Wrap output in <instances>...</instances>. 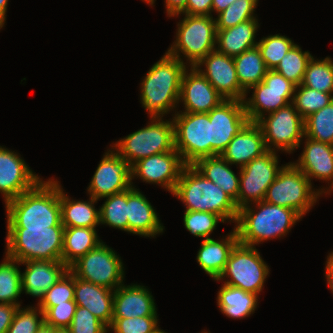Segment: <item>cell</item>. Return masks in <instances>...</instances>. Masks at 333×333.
<instances>
[{"instance_id": "cell-50", "label": "cell", "mask_w": 333, "mask_h": 333, "mask_svg": "<svg viewBox=\"0 0 333 333\" xmlns=\"http://www.w3.org/2000/svg\"><path fill=\"white\" fill-rule=\"evenodd\" d=\"M188 0H165L166 13L168 17H179L185 10ZM179 15V16H178Z\"/></svg>"}, {"instance_id": "cell-7", "label": "cell", "mask_w": 333, "mask_h": 333, "mask_svg": "<svg viewBox=\"0 0 333 333\" xmlns=\"http://www.w3.org/2000/svg\"><path fill=\"white\" fill-rule=\"evenodd\" d=\"M132 166L138 160L151 155L175 150L174 123L162 117H150V123L113 145H110Z\"/></svg>"}, {"instance_id": "cell-53", "label": "cell", "mask_w": 333, "mask_h": 333, "mask_svg": "<svg viewBox=\"0 0 333 333\" xmlns=\"http://www.w3.org/2000/svg\"><path fill=\"white\" fill-rule=\"evenodd\" d=\"M9 0H0V26L3 28L6 21V12Z\"/></svg>"}, {"instance_id": "cell-13", "label": "cell", "mask_w": 333, "mask_h": 333, "mask_svg": "<svg viewBox=\"0 0 333 333\" xmlns=\"http://www.w3.org/2000/svg\"><path fill=\"white\" fill-rule=\"evenodd\" d=\"M296 85L274 70H268L263 81L250 87L243 99L249 122H257L265 116L292 103ZM253 89L252 97L246 98Z\"/></svg>"}, {"instance_id": "cell-48", "label": "cell", "mask_w": 333, "mask_h": 333, "mask_svg": "<svg viewBox=\"0 0 333 333\" xmlns=\"http://www.w3.org/2000/svg\"><path fill=\"white\" fill-rule=\"evenodd\" d=\"M212 0H188L181 14L212 16Z\"/></svg>"}, {"instance_id": "cell-57", "label": "cell", "mask_w": 333, "mask_h": 333, "mask_svg": "<svg viewBox=\"0 0 333 333\" xmlns=\"http://www.w3.org/2000/svg\"><path fill=\"white\" fill-rule=\"evenodd\" d=\"M156 333H168V332H165L164 330H159L158 332H156Z\"/></svg>"}, {"instance_id": "cell-18", "label": "cell", "mask_w": 333, "mask_h": 333, "mask_svg": "<svg viewBox=\"0 0 333 333\" xmlns=\"http://www.w3.org/2000/svg\"><path fill=\"white\" fill-rule=\"evenodd\" d=\"M202 66H205L204 70ZM195 67L225 100L243 101L246 91L240 86L237 79L233 57L215 49Z\"/></svg>"}, {"instance_id": "cell-10", "label": "cell", "mask_w": 333, "mask_h": 333, "mask_svg": "<svg viewBox=\"0 0 333 333\" xmlns=\"http://www.w3.org/2000/svg\"><path fill=\"white\" fill-rule=\"evenodd\" d=\"M175 150L186 165L211 156V122L208 113L175 112Z\"/></svg>"}, {"instance_id": "cell-43", "label": "cell", "mask_w": 333, "mask_h": 333, "mask_svg": "<svg viewBox=\"0 0 333 333\" xmlns=\"http://www.w3.org/2000/svg\"><path fill=\"white\" fill-rule=\"evenodd\" d=\"M74 300V275L68 270L44 295L38 307L44 313L48 308Z\"/></svg>"}, {"instance_id": "cell-6", "label": "cell", "mask_w": 333, "mask_h": 333, "mask_svg": "<svg viewBox=\"0 0 333 333\" xmlns=\"http://www.w3.org/2000/svg\"><path fill=\"white\" fill-rule=\"evenodd\" d=\"M182 15L185 16L177 24L176 40L167 53L181 62H184L182 58L185 57L186 64L195 67L216 48V20L213 16Z\"/></svg>"}, {"instance_id": "cell-15", "label": "cell", "mask_w": 333, "mask_h": 333, "mask_svg": "<svg viewBox=\"0 0 333 333\" xmlns=\"http://www.w3.org/2000/svg\"><path fill=\"white\" fill-rule=\"evenodd\" d=\"M132 185L131 165L111 147L100 160L87 187V193L100 200L124 192Z\"/></svg>"}, {"instance_id": "cell-9", "label": "cell", "mask_w": 333, "mask_h": 333, "mask_svg": "<svg viewBox=\"0 0 333 333\" xmlns=\"http://www.w3.org/2000/svg\"><path fill=\"white\" fill-rule=\"evenodd\" d=\"M269 268L254 246L238 242L232 249L227 264L216 281L241 288L259 296L269 274ZM230 278V279H228Z\"/></svg>"}, {"instance_id": "cell-40", "label": "cell", "mask_w": 333, "mask_h": 333, "mask_svg": "<svg viewBox=\"0 0 333 333\" xmlns=\"http://www.w3.org/2000/svg\"><path fill=\"white\" fill-rule=\"evenodd\" d=\"M258 1L259 0H235L215 18L216 30L234 27L248 20H258L254 15Z\"/></svg>"}, {"instance_id": "cell-22", "label": "cell", "mask_w": 333, "mask_h": 333, "mask_svg": "<svg viewBox=\"0 0 333 333\" xmlns=\"http://www.w3.org/2000/svg\"><path fill=\"white\" fill-rule=\"evenodd\" d=\"M21 265H26L21 273L22 291L39 298L36 306L41 304L46 291L69 270L62 261L31 260Z\"/></svg>"}, {"instance_id": "cell-30", "label": "cell", "mask_w": 333, "mask_h": 333, "mask_svg": "<svg viewBox=\"0 0 333 333\" xmlns=\"http://www.w3.org/2000/svg\"><path fill=\"white\" fill-rule=\"evenodd\" d=\"M221 155L198 159L193 166L208 180L217 184L235 202L239 194L240 176Z\"/></svg>"}, {"instance_id": "cell-12", "label": "cell", "mask_w": 333, "mask_h": 333, "mask_svg": "<svg viewBox=\"0 0 333 333\" xmlns=\"http://www.w3.org/2000/svg\"><path fill=\"white\" fill-rule=\"evenodd\" d=\"M256 123L262 130L268 150L291 154L304 140V119L292 103L263 116Z\"/></svg>"}, {"instance_id": "cell-58", "label": "cell", "mask_w": 333, "mask_h": 333, "mask_svg": "<svg viewBox=\"0 0 333 333\" xmlns=\"http://www.w3.org/2000/svg\"><path fill=\"white\" fill-rule=\"evenodd\" d=\"M201 333H210L209 331H202Z\"/></svg>"}, {"instance_id": "cell-45", "label": "cell", "mask_w": 333, "mask_h": 333, "mask_svg": "<svg viewBox=\"0 0 333 333\" xmlns=\"http://www.w3.org/2000/svg\"><path fill=\"white\" fill-rule=\"evenodd\" d=\"M158 316L112 318L108 327L114 333H156L160 330Z\"/></svg>"}, {"instance_id": "cell-46", "label": "cell", "mask_w": 333, "mask_h": 333, "mask_svg": "<svg viewBox=\"0 0 333 333\" xmlns=\"http://www.w3.org/2000/svg\"><path fill=\"white\" fill-rule=\"evenodd\" d=\"M70 333H107L108 327L87 308L77 306L72 322L67 328Z\"/></svg>"}, {"instance_id": "cell-4", "label": "cell", "mask_w": 333, "mask_h": 333, "mask_svg": "<svg viewBox=\"0 0 333 333\" xmlns=\"http://www.w3.org/2000/svg\"><path fill=\"white\" fill-rule=\"evenodd\" d=\"M185 205L186 211H205L236 223L235 201L217 184L206 179L193 165H186L172 193Z\"/></svg>"}, {"instance_id": "cell-38", "label": "cell", "mask_w": 333, "mask_h": 333, "mask_svg": "<svg viewBox=\"0 0 333 333\" xmlns=\"http://www.w3.org/2000/svg\"><path fill=\"white\" fill-rule=\"evenodd\" d=\"M311 58L312 55L309 51H302L301 47L295 44L286 55H284L274 71L298 86L302 83L307 63Z\"/></svg>"}, {"instance_id": "cell-56", "label": "cell", "mask_w": 333, "mask_h": 333, "mask_svg": "<svg viewBox=\"0 0 333 333\" xmlns=\"http://www.w3.org/2000/svg\"><path fill=\"white\" fill-rule=\"evenodd\" d=\"M144 2H146V4H149L153 7V4L155 3L156 0H142Z\"/></svg>"}, {"instance_id": "cell-55", "label": "cell", "mask_w": 333, "mask_h": 333, "mask_svg": "<svg viewBox=\"0 0 333 333\" xmlns=\"http://www.w3.org/2000/svg\"><path fill=\"white\" fill-rule=\"evenodd\" d=\"M52 333H70L68 329L63 328H53L52 327Z\"/></svg>"}, {"instance_id": "cell-26", "label": "cell", "mask_w": 333, "mask_h": 333, "mask_svg": "<svg viewBox=\"0 0 333 333\" xmlns=\"http://www.w3.org/2000/svg\"><path fill=\"white\" fill-rule=\"evenodd\" d=\"M74 301L87 308L107 327L112 323L114 290L96 285L74 276Z\"/></svg>"}, {"instance_id": "cell-51", "label": "cell", "mask_w": 333, "mask_h": 333, "mask_svg": "<svg viewBox=\"0 0 333 333\" xmlns=\"http://www.w3.org/2000/svg\"><path fill=\"white\" fill-rule=\"evenodd\" d=\"M325 277L327 284L333 293V251L327 256L326 266H325Z\"/></svg>"}, {"instance_id": "cell-1", "label": "cell", "mask_w": 333, "mask_h": 333, "mask_svg": "<svg viewBox=\"0 0 333 333\" xmlns=\"http://www.w3.org/2000/svg\"><path fill=\"white\" fill-rule=\"evenodd\" d=\"M7 228H46L61 223L60 182L40 180L5 205Z\"/></svg>"}, {"instance_id": "cell-35", "label": "cell", "mask_w": 333, "mask_h": 333, "mask_svg": "<svg viewBox=\"0 0 333 333\" xmlns=\"http://www.w3.org/2000/svg\"><path fill=\"white\" fill-rule=\"evenodd\" d=\"M300 85L333 94V60L330 57H326L323 60H315L312 56L307 63Z\"/></svg>"}, {"instance_id": "cell-17", "label": "cell", "mask_w": 333, "mask_h": 333, "mask_svg": "<svg viewBox=\"0 0 333 333\" xmlns=\"http://www.w3.org/2000/svg\"><path fill=\"white\" fill-rule=\"evenodd\" d=\"M186 164L177 150L151 155L138 160L131 166V177L145 183L161 185L173 193Z\"/></svg>"}, {"instance_id": "cell-28", "label": "cell", "mask_w": 333, "mask_h": 333, "mask_svg": "<svg viewBox=\"0 0 333 333\" xmlns=\"http://www.w3.org/2000/svg\"><path fill=\"white\" fill-rule=\"evenodd\" d=\"M260 24L258 20H248L224 30H216V50L236 57L248 49L256 47V32Z\"/></svg>"}, {"instance_id": "cell-19", "label": "cell", "mask_w": 333, "mask_h": 333, "mask_svg": "<svg viewBox=\"0 0 333 333\" xmlns=\"http://www.w3.org/2000/svg\"><path fill=\"white\" fill-rule=\"evenodd\" d=\"M41 179L17 152L0 146V193L5 205L32 189Z\"/></svg>"}, {"instance_id": "cell-20", "label": "cell", "mask_w": 333, "mask_h": 333, "mask_svg": "<svg viewBox=\"0 0 333 333\" xmlns=\"http://www.w3.org/2000/svg\"><path fill=\"white\" fill-rule=\"evenodd\" d=\"M224 100L196 67L184 71L179 98L185 109L183 112L208 113Z\"/></svg>"}, {"instance_id": "cell-42", "label": "cell", "mask_w": 333, "mask_h": 333, "mask_svg": "<svg viewBox=\"0 0 333 333\" xmlns=\"http://www.w3.org/2000/svg\"><path fill=\"white\" fill-rule=\"evenodd\" d=\"M183 217L185 229L195 237L204 239L210 238L219 221L225 222L221 216L205 211H185Z\"/></svg>"}, {"instance_id": "cell-25", "label": "cell", "mask_w": 333, "mask_h": 333, "mask_svg": "<svg viewBox=\"0 0 333 333\" xmlns=\"http://www.w3.org/2000/svg\"><path fill=\"white\" fill-rule=\"evenodd\" d=\"M149 288L143 285H120L114 290L113 318L157 316V308Z\"/></svg>"}, {"instance_id": "cell-47", "label": "cell", "mask_w": 333, "mask_h": 333, "mask_svg": "<svg viewBox=\"0 0 333 333\" xmlns=\"http://www.w3.org/2000/svg\"><path fill=\"white\" fill-rule=\"evenodd\" d=\"M76 307V302L72 300L48 308L43 313L44 324L53 328L67 329L72 322Z\"/></svg>"}, {"instance_id": "cell-33", "label": "cell", "mask_w": 333, "mask_h": 333, "mask_svg": "<svg viewBox=\"0 0 333 333\" xmlns=\"http://www.w3.org/2000/svg\"><path fill=\"white\" fill-rule=\"evenodd\" d=\"M233 60L237 79L245 91L262 82L268 71L257 46L246 50Z\"/></svg>"}, {"instance_id": "cell-32", "label": "cell", "mask_w": 333, "mask_h": 333, "mask_svg": "<svg viewBox=\"0 0 333 333\" xmlns=\"http://www.w3.org/2000/svg\"><path fill=\"white\" fill-rule=\"evenodd\" d=\"M101 242L96 228L64 227L62 262L69 268Z\"/></svg>"}, {"instance_id": "cell-3", "label": "cell", "mask_w": 333, "mask_h": 333, "mask_svg": "<svg viewBox=\"0 0 333 333\" xmlns=\"http://www.w3.org/2000/svg\"><path fill=\"white\" fill-rule=\"evenodd\" d=\"M252 204H255L254 208L251 207ZM252 204L238 210L234 225L238 240L244 245L256 247L255 245L268 239L282 238L303 218L291 208L270 204L264 200Z\"/></svg>"}, {"instance_id": "cell-29", "label": "cell", "mask_w": 333, "mask_h": 333, "mask_svg": "<svg viewBox=\"0 0 333 333\" xmlns=\"http://www.w3.org/2000/svg\"><path fill=\"white\" fill-rule=\"evenodd\" d=\"M63 191L60 184L61 223L64 227L96 228L100 225L99 209L94 206L97 199L89 196V201H76Z\"/></svg>"}, {"instance_id": "cell-39", "label": "cell", "mask_w": 333, "mask_h": 333, "mask_svg": "<svg viewBox=\"0 0 333 333\" xmlns=\"http://www.w3.org/2000/svg\"><path fill=\"white\" fill-rule=\"evenodd\" d=\"M333 101V94L311 89L304 85L295 88L292 104L303 119L312 113L329 105Z\"/></svg>"}, {"instance_id": "cell-11", "label": "cell", "mask_w": 333, "mask_h": 333, "mask_svg": "<svg viewBox=\"0 0 333 333\" xmlns=\"http://www.w3.org/2000/svg\"><path fill=\"white\" fill-rule=\"evenodd\" d=\"M121 257L103 241L70 267L77 278L116 290L124 282V267Z\"/></svg>"}, {"instance_id": "cell-31", "label": "cell", "mask_w": 333, "mask_h": 333, "mask_svg": "<svg viewBox=\"0 0 333 333\" xmlns=\"http://www.w3.org/2000/svg\"><path fill=\"white\" fill-rule=\"evenodd\" d=\"M259 296L241 288L222 284L217 293V305L222 314L231 319H242L255 313Z\"/></svg>"}, {"instance_id": "cell-54", "label": "cell", "mask_w": 333, "mask_h": 333, "mask_svg": "<svg viewBox=\"0 0 333 333\" xmlns=\"http://www.w3.org/2000/svg\"><path fill=\"white\" fill-rule=\"evenodd\" d=\"M36 333H52V327L43 324Z\"/></svg>"}, {"instance_id": "cell-41", "label": "cell", "mask_w": 333, "mask_h": 333, "mask_svg": "<svg viewBox=\"0 0 333 333\" xmlns=\"http://www.w3.org/2000/svg\"><path fill=\"white\" fill-rule=\"evenodd\" d=\"M295 45L285 35L274 34L263 37L257 43L261 57L268 70H274L286 53Z\"/></svg>"}, {"instance_id": "cell-8", "label": "cell", "mask_w": 333, "mask_h": 333, "mask_svg": "<svg viewBox=\"0 0 333 333\" xmlns=\"http://www.w3.org/2000/svg\"><path fill=\"white\" fill-rule=\"evenodd\" d=\"M308 177L292 162L286 163L268 187L264 201L291 208L302 217L314 207L322 194L312 189Z\"/></svg>"}, {"instance_id": "cell-44", "label": "cell", "mask_w": 333, "mask_h": 333, "mask_svg": "<svg viewBox=\"0 0 333 333\" xmlns=\"http://www.w3.org/2000/svg\"><path fill=\"white\" fill-rule=\"evenodd\" d=\"M27 307H18L13 322L6 333H36L44 324L42 310L38 306ZM39 315H41V317Z\"/></svg>"}, {"instance_id": "cell-34", "label": "cell", "mask_w": 333, "mask_h": 333, "mask_svg": "<svg viewBox=\"0 0 333 333\" xmlns=\"http://www.w3.org/2000/svg\"><path fill=\"white\" fill-rule=\"evenodd\" d=\"M20 264L21 262L7 255L0 263V303L21 306L18 301V297L23 293Z\"/></svg>"}, {"instance_id": "cell-14", "label": "cell", "mask_w": 333, "mask_h": 333, "mask_svg": "<svg viewBox=\"0 0 333 333\" xmlns=\"http://www.w3.org/2000/svg\"><path fill=\"white\" fill-rule=\"evenodd\" d=\"M276 151L268 150L238 170L239 194L235 202L238 210L246 205L264 200L268 187L284 165L278 166Z\"/></svg>"}, {"instance_id": "cell-2", "label": "cell", "mask_w": 333, "mask_h": 333, "mask_svg": "<svg viewBox=\"0 0 333 333\" xmlns=\"http://www.w3.org/2000/svg\"><path fill=\"white\" fill-rule=\"evenodd\" d=\"M187 66L166 52L149 69L140 87V101L149 117H163L174 109L176 111L181 80Z\"/></svg>"}, {"instance_id": "cell-49", "label": "cell", "mask_w": 333, "mask_h": 333, "mask_svg": "<svg viewBox=\"0 0 333 333\" xmlns=\"http://www.w3.org/2000/svg\"><path fill=\"white\" fill-rule=\"evenodd\" d=\"M19 306L0 303V333H6Z\"/></svg>"}, {"instance_id": "cell-5", "label": "cell", "mask_w": 333, "mask_h": 333, "mask_svg": "<svg viewBox=\"0 0 333 333\" xmlns=\"http://www.w3.org/2000/svg\"><path fill=\"white\" fill-rule=\"evenodd\" d=\"M63 232L64 226L7 228L5 254L21 263L62 261Z\"/></svg>"}, {"instance_id": "cell-37", "label": "cell", "mask_w": 333, "mask_h": 333, "mask_svg": "<svg viewBox=\"0 0 333 333\" xmlns=\"http://www.w3.org/2000/svg\"><path fill=\"white\" fill-rule=\"evenodd\" d=\"M104 198L99 208L100 224L128 232L127 190Z\"/></svg>"}, {"instance_id": "cell-24", "label": "cell", "mask_w": 333, "mask_h": 333, "mask_svg": "<svg viewBox=\"0 0 333 333\" xmlns=\"http://www.w3.org/2000/svg\"><path fill=\"white\" fill-rule=\"evenodd\" d=\"M267 151L261 128L256 122H248L229 142L221 156L231 166L239 165L240 169Z\"/></svg>"}, {"instance_id": "cell-36", "label": "cell", "mask_w": 333, "mask_h": 333, "mask_svg": "<svg viewBox=\"0 0 333 333\" xmlns=\"http://www.w3.org/2000/svg\"><path fill=\"white\" fill-rule=\"evenodd\" d=\"M304 136L333 146V101L304 119Z\"/></svg>"}, {"instance_id": "cell-27", "label": "cell", "mask_w": 333, "mask_h": 333, "mask_svg": "<svg viewBox=\"0 0 333 333\" xmlns=\"http://www.w3.org/2000/svg\"><path fill=\"white\" fill-rule=\"evenodd\" d=\"M238 242L235 227L219 241L213 238L204 239L196 257L199 266L213 280H217L227 264L232 249Z\"/></svg>"}, {"instance_id": "cell-21", "label": "cell", "mask_w": 333, "mask_h": 333, "mask_svg": "<svg viewBox=\"0 0 333 333\" xmlns=\"http://www.w3.org/2000/svg\"><path fill=\"white\" fill-rule=\"evenodd\" d=\"M303 152L297 162H292L310 180L330 181V186L319 188L321 194L330 195L333 192V146L323 142L312 140L306 136ZM328 188V189H327Z\"/></svg>"}, {"instance_id": "cell-16", "label": "cell", "mask_w": 333, "mask_h": 333, "mask_svg": "<svg viewBox=\"0 0 333 333\" xmlns=\"http://www.w3.org/2000/svg\"><path fill=\"white\" fill-rule=\"evenodd\" d=\"M211 122V156L221 155L249 122L243 101L224 100L208 112Z\"/></svg>"}, {"instance_id": "cell-23", "label": "cell", "mask_w": 333, "mask_h": 333, "mask_svg": "<svg viewBox=\"0 0 333 333\" xmlns=\"http://www.w3.org/2000/svg\"><path fill=\"white\" fill-rule=\"evenodd\" d=\"M135 187L127 190L128 232L154 238L163 233L164 226L149 200Z\"/></svg>"}, {"instance_id": "cell-52", "label": "cell", "mask_w": 333, "mask_h": 333, "mask_svg": "<svg viewBox=\"0 0 333 333\" xmlns=\"http://www.w3.org/2000/svg\"><path fill=\"white\" fill-rule=\"evenodd\" d=\"M235 0H212V12H216L217 15L223 12L228 6H230Z\"/></svg>"}]
</instances>
